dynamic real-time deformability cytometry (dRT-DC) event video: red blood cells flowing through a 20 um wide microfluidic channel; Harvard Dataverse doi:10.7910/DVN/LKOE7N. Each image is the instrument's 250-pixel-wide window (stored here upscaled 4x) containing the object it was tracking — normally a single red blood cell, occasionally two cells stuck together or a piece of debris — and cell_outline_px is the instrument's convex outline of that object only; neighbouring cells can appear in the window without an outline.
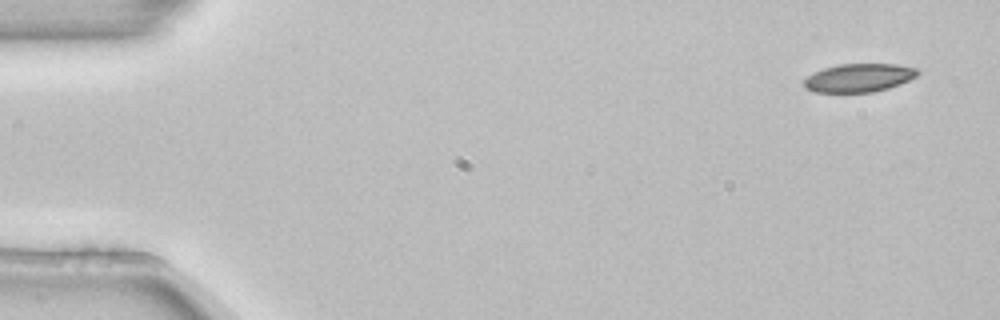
{"species": "common noctule bat (a hibernating species)", "species_latin": "Nyctalus noctula", "temperature_condition": "room temperature", "stored_images_in_passage": 8, "camera_frame_rate_fps": 3000, "um_per_image_px": 0.085, "animal": {"sex": "female", "body_mass_g": 22.7, "forearm_length_mm": 54.2}, "frame": {"image": 1, "passage_image": 1, "time_ms": 0.0, "image_size_px": [1000, 320], "cell_outline_px": [[920, 72], [916, 76], [900, 84], [888, 88], [872, 92], [812, 92], [804, 88], [804, 80], [808, 76], [824, 68], [840, 64], [896, 64], [916, 68]], "centroid_in_image_um": [73.0, 6.62], "position_along_channel_um": 12.0, "area_um2": 18.67}}
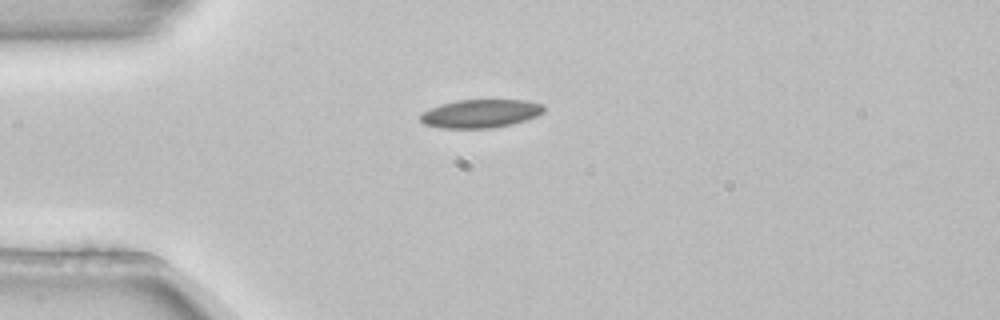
{"frame": {"image": 2, "passage_image": 4, "time_ms": 1.0, "image_size_px": [1000, 320], "cell_outline_px": [[544, 112], [536, 116], [512, 124], [492, 128], [440, 128], [424, 124], [420, 120], [420, 112], [428, 108], [440, 104], [456, 100], [528, 100], [544, 104]], "centroid_in_image_um": [40.81, 9.65], "position_along_channel_um": 44.2, "area_um2": 20.63}}